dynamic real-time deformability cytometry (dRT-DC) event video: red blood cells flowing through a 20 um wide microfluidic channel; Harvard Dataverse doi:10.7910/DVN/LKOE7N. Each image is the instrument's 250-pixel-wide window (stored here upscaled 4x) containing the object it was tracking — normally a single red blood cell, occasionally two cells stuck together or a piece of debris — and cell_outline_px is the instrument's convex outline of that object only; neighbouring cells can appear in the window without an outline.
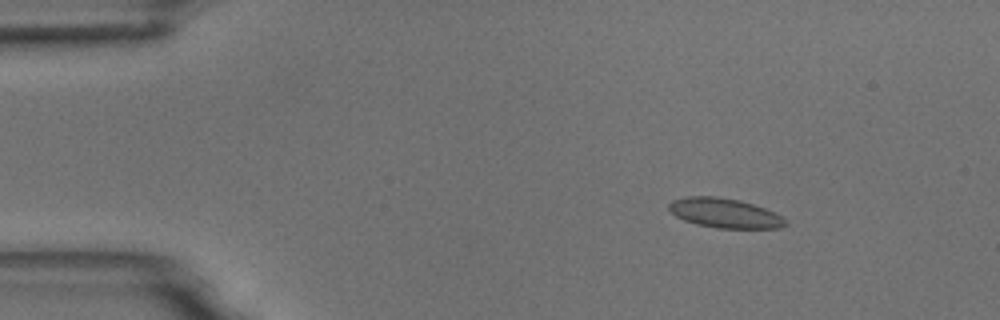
{"species": "common noctule bat (a hibernating species)", "species_latin": "Nyctalus noctula", "temperature_condition": "room temperature", "stored_images_in_passage": 5, "camera_frame_rate_fps": 3000, "um_per_image_px": 0.085, "animal": {"sex": "male", "body_mass_g": 18.8}, "frame": {"image": 1, "passage_image": 2, "time_ms": 2.0, "image_size_px": [1000, 320], "cell_outline_px": [[788, 224], [780, 228], [716, 228], [696, 224], [684, 220], [676, 216], [668, 208], [668, 204], [672, 200], [688, 196], [712, 196], [740, 200], [764, 208], [788, 220]], "centroid_in_image_um": [61.59, 18.11], "position_along_channel_um": 23.4, "area_um2": 20.0}}